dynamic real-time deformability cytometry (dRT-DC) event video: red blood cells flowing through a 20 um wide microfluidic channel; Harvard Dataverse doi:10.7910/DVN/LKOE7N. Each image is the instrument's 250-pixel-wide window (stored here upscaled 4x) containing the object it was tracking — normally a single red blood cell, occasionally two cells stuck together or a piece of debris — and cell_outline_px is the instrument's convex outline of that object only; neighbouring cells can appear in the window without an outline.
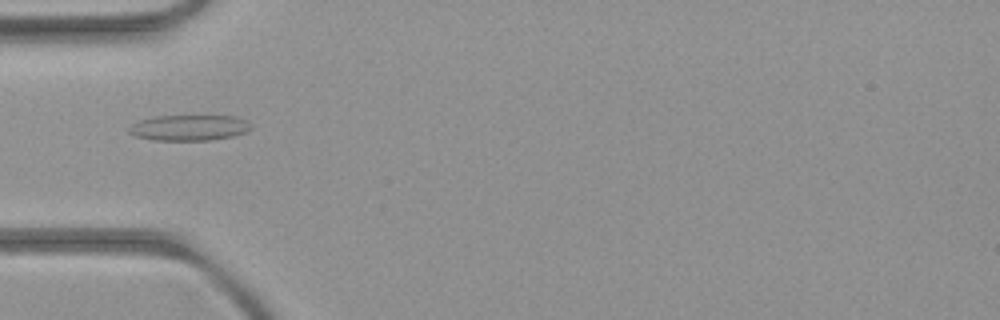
{"species": "common noctule bat (a hibernating species)", "species_latin": "Nyctalus noctula", "temperature_condition": "room temperature", "stored_images_in_passage": 5, "camera_frame_rate_fps": 3000, "um_per_image_px": 0.085, "animal": {"sex": "female", "body_mass_g": 21.9}, "frame": {"image": 1, "passage_image": 4, "time_ms": 4.333, "image_size_px": [1000, 320], "cell_outline_px": [[252, 128], [244, 132], [232, 136], [208, 140], [152, 140], [136, 136], [128, 132], [128, 128], [132, 124], [140, 120], [156, 116], [232, 116], [244, 120]], "centroid_in_image_um": [16.02, 10.86], "position_along_channel_um": 69.0, "area_um2": 17.98}}
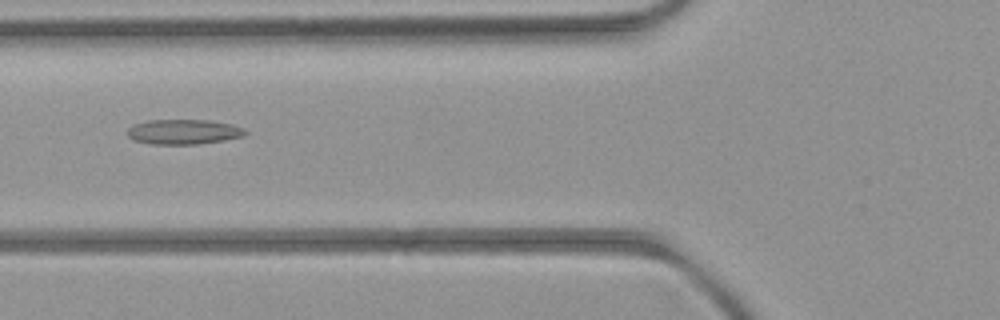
{"frame": {"image": 2, "passage_image": 5, "time_ms": 5.333, "image_size_px": [1000, 320], "cell_outline_px": [[248, 132], [244, 136], [224, 140], [196, 144], [152, 144], [132, 140], [128, 136], [128, 128], [136, 124], [148, 120], [208, 120], [232, 124], [244, 128]], "centroid_in_image_um": [15.62, 11.2], "position_along_channel_um": 110.2, "area_um2": 17.11}}